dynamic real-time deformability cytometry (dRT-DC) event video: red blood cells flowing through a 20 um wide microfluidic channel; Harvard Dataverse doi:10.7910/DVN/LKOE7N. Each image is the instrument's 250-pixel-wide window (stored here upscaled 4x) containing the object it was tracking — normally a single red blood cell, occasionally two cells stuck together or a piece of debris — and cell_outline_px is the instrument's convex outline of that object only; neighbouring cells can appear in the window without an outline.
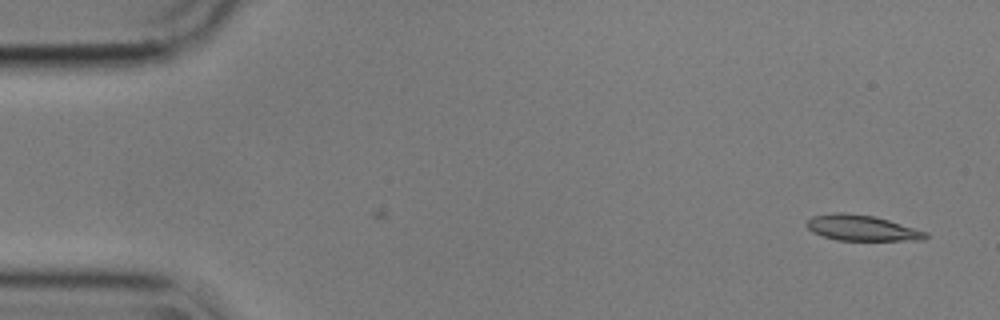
{"species": "common noctule bat (a hibernating species)", "species_latin": "Nyctalus noctula", "temperature_condition": "cold", "stored_images_in_passage": 54, "camera_frame_rate_fps": 3000, "um_per_image_px": 0.085, "animal": {"sex": "male", "body_mass_g": 17.9}, "frame": {"image": 1, "passage_image": 1, "time_ms": 0.0, "image_size_px": [1000, 320], "cell_outline_px": [[928, 236], [924, 240], [836, 240], [812, 232], [804, 224], [812, 216], [836, 212], [844, 212], [876, 216], [928, 232]], "centroid_in_image_um": [73.25, 19.37], "position_along_channel_um": 11.8, "area_um2": 17.86}}
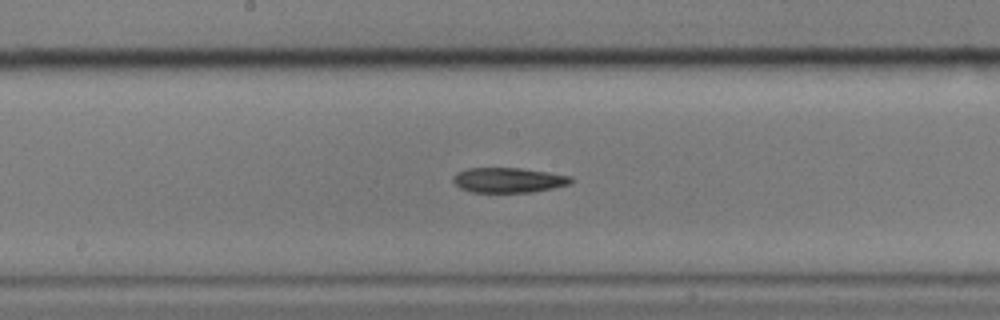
{"frame": {"image": 2, "passage_image": 27, "time_ms": 8.667, "image_size_px": [1000, 320], "cell_outline_px": [[572, 184], [532, 192], [472, 192], [460, 188], [452, 180], [452, 176], [456, 172], [468, 168], [520, 168], [548, 172], [572, 176]], "centroid_in_image_um": [43.21, 15.3], "position_along_channel_um": 205.0, "area_um2": 17.22}}
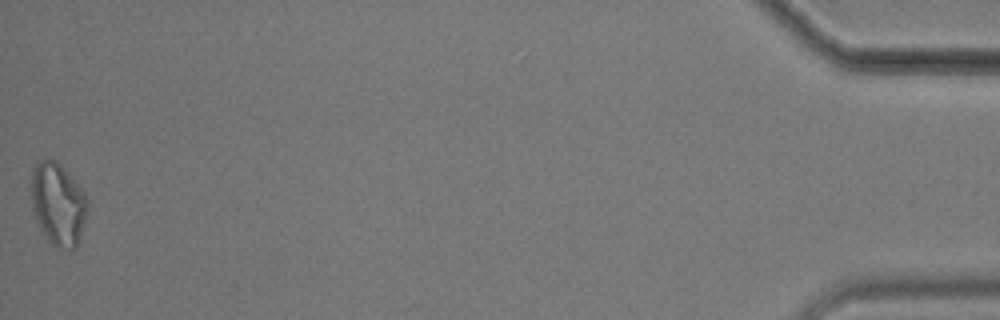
{"frame": {"image": 3, "passage_image": 54, "time_ms": 17.667, "image_size_px": [1000, 320], "cell_outline_px": [[88, 204], [84, 220], [76, 248], [72, 252], [68, 252], [56, 248], [48, 240], [32, 208], [32, 168], [44, 156], [56, 160], [60, 164], [84, 192], [88, 200]], "centroid_in_image_um": [4.94, 17.34], "position_along_channel_um": 430.3, "area_um2": 26.88}, "authors_computed_cell_mechanics": {"area_um2": 17.9469, "velocity_mm_per_s": 3.555, "shape_relaxation_time_tau1_ms": 5.0544, "shape_relaxation_time_tau2_ms": null, "deformation_change_tau1": 0.1941, "deformation_change_tau2": null}}